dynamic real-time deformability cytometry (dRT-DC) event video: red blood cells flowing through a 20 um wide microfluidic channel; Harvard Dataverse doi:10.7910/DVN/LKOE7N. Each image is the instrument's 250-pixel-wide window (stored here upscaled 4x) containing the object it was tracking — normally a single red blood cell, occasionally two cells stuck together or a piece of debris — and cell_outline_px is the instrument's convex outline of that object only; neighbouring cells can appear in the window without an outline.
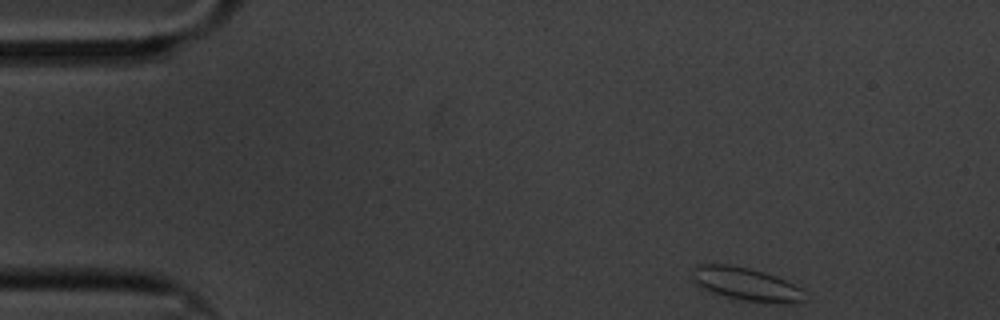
{"species": "common noctule bat (a hibernating species)", "species_latin": "Nyctalus noctula", "temperature_condition": "cold", "stored_images_in_passage": 54, "camera_frame_rate_fps": 3000, "um_per_image_px": 0.085, "animal": {"sex": "male", "body_mass_g": 20.1, "forearm_length_mm": 53.5}, "frame": {"image": 1, "passage_image": 1, "time_ms": 0.0, "image_size_px": [1000, 320], "cell_outline_px": [[804, 300], [792, 304], [776, 304], [732, 300], [700, 288], [692, 280], [692, 268], [696, 264], [728, 264], [748, 268], [764, 272], [776, 276], [804, 288]], "centroid_in_image_um": [63.41, 24.18], "position_along_channel_um": 21.6, "area_um2": 22.54}}
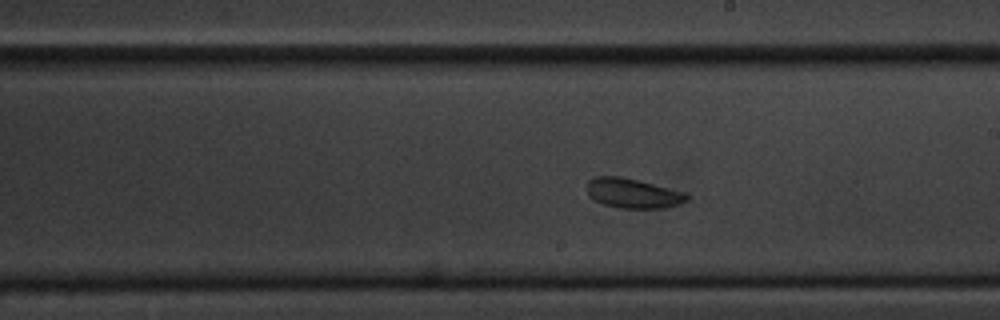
{"frame": {"image": 2, "passage_image": 28, "time_ms": 9.0, "image_size_px": [1000, 320], "cell_outline_px": [[688, 200], [664, 208], [620, 208], [604, 204], [592, 200], [588, 196], [588, 180], [596, 176], [620, 176], [640, 180], [684, 192], [688, 196]], "centroid_in_image_um": [53.76, 16.42], "position_along_channel_um": 235.2, "area_um2": 17.28}}
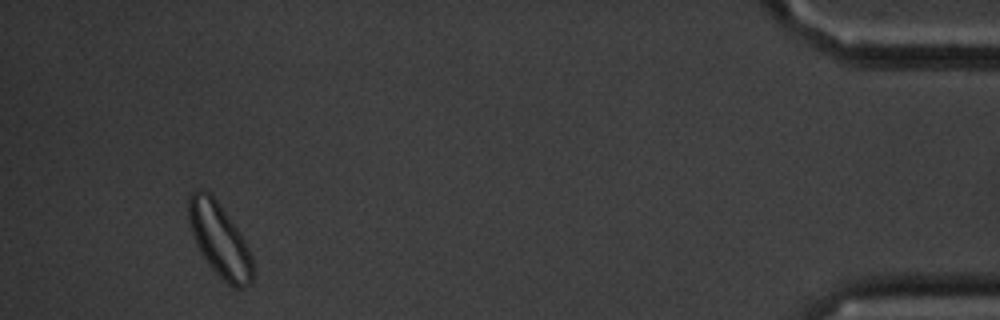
{"frame": {"image": 3, "passage_image": 51, "time_ms": 16.667, "image_size_px": [1000, 320], "cell_outline_px": [[252, 280], [244, 288], [232, 288], [208, 264], [200, 252], [196, 244], [188, 220], [188, 196], [196, 188], [200, 188], [208, 192], [216, 200], [240, 232], [252, 256]], "centroid_in_image_um": [18.64, 20.38], "position_along_channel_um": 416.6, "area_um2": 27.28}, "authors_computed_cell_mechanics": {"area_um2": 18.4382, "velocity_mm_per_s": 3.2644, "shape_relaxation_time_tau1_ms": 2.3722, "shape_relaxation_time_tau2_ms": 0.683, "deformation_change_tau1": 0.0506, "deformation_change_tau2": 0.0698}}